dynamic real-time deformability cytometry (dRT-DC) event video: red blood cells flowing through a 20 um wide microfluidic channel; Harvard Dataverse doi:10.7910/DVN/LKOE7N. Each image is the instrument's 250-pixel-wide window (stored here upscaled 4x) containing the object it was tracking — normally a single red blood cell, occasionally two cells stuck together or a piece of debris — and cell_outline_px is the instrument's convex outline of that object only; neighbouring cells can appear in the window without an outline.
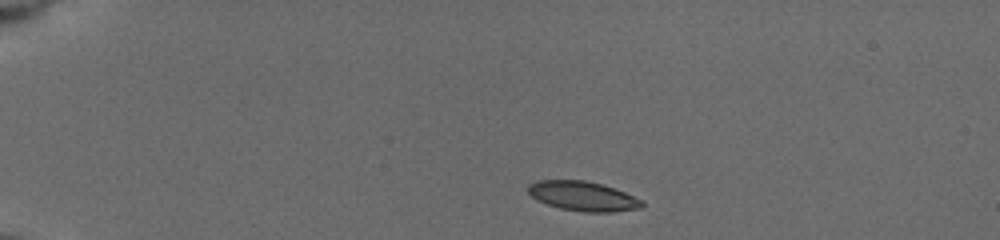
{"species": "common noctule bat (a hibernating species)", "species_latin": "Nyctalus noctula", "temperature_condition": "cold", "stored_images_in_passage": 44, "camera_frame_rate_fps": 3000, "um_per_image_px": 0.085, "animal": {"sex": "female", "body_mass_g": 19.5, "forearm_length_mm": 54.1}, "frame": {"image": 1, "passage_image": 1, "time_ms": 0.0, "image_size_px": [1000, 240], "cell_outline_px": [[644, 204], [640, 208], [612, 212], [584, 212], [560, 208], [536, 200], [528, 192], [528, 184], [540, 180], [584, 180], [600, 184], [624, 192], [644, 200]], "centroid_in_image_um": [49.55, 16.68], "position_along_channel_um": 35.5, "area_um2": 19.48}}
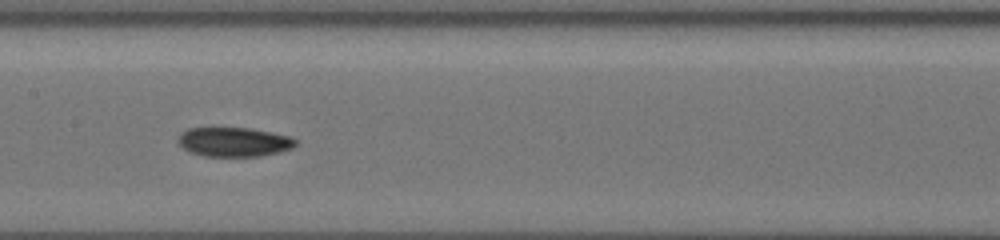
{"frame": {"image": 2, "passage_image": 19, "time_ms": 6.0, "image_size_px": [1000, 240], "cell_outline_px": [[296, 144], [292, 148], [280, 152], [260, 156], [204, 156], [188, 152], [176, 140], [180, 132], [188, 128], [252, 128], [288, 136], [296, 140]], "centroid_in_image_um": [19.85, 12.06], "position_along_channel_um": 187.6, "area_um2": 20.11}}
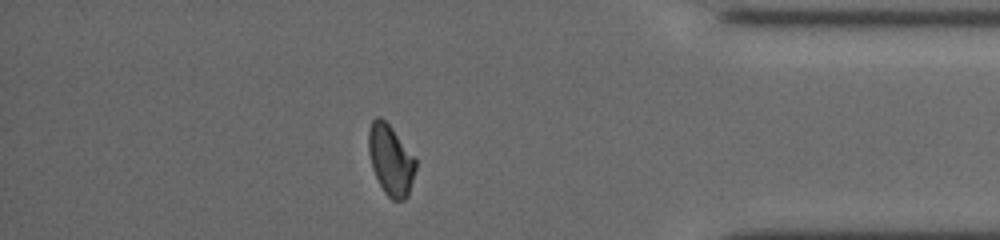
{"frame": {"image": 3, "passage_image": 38, "time_ms": 12.333, "image_size_px": [1000, 240], "cell_outline_px": [[416, 168], [408, 196], [404, 200], [392, 200], [384, 192], [372, 168], [368, 152], [368, 132], [372, 120], [376, 116], [380, 116], [392, 128], [416, 156]], "centroid_in_image_um": [33.22, 13.58], "position_along_channel_um": 402.0, "area_um2": 19.54}, "authors_computed_cell_mechanics": {"area_um2": 19.7965, "velocity_mm_per_s": 3.7516, "shape_relaxation_time_tau1_ms": 4.6291, "shape_relaxation_time_tau2_ms": 6.2015, "deformation_change_tau1": 0.1196, "deformation_change_tau2": 0.1014}}